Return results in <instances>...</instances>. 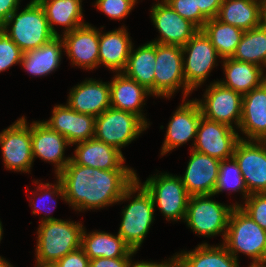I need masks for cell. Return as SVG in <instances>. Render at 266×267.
I'll use <instances>...</instances> for the list:
<instances>
[{"label": "cell", "instance_id": "cell-49", "mask_svg": "<svg viewBox=\"0 0 266 267\" xmlns=\"http://www.w3.org/2000/svg\"><path fill=\"white\" fill-rule=\"evenodd\" d=\"M264 23L266 24V6H265V11H264Z\"/></svg>", "mask_w": 266, "mask_h": 267}, {"label": "cell", "instance_id": "cell-7", "mask_svg": "<svg viewBox=\"0 0 266 267\" xmlns=\"http://www.w3.org/2000/svg\"><path fill=\"white\" fill-rule=\"evenodd\" d=\"M136 180L148 191L154 206L158 207L166 220H184L190 195L185 189L180 176L167 172L151 175L143 184Z\"/></svg>", "mask_w": 266, "mask_h": 267}, {"label": "cell", "instance_id": "cell-15", "mask_svg": "<svg viewBox=\"0 0 266 267\" xmlns=\"http://www.w3.org/2000/svg\"><path fill=\"white\" fill-rule=\"evenodd\" d=\"M150 17L159 31L160 37L151 42L171 45L184 46L199 29L190 21L181 17L164 0L156 2L151 7Z\"/></svg>", "mask_w": 266, "mask_h": 267}, {"label": "cell", "instance_id": "cell-10", "mask_svg": "<svg viewBox=\"0 0 266 267\" xmlns=\"http://www.w3.org/2000/svg\"><path fill=\"white\" fill-rule=\"evenodd\" d=\"M182 53L185 82L193 91L204 84L221 57L202 30L182 46Z\"/></svg>", "mask_w": 266, "mask_h": 267}, {"label": "cell", "instance_id": "cell-23", "mask_svg": "<svg viewBox=\"0 0 266 267\" xmlns=\"http://www.w3.org/2000/svg\"><path fill=\"white\" fill-rule=\"evenodd\" d=\"M238 129L247 140L266 141V81L243 95Z\"/></svg>", "mask_w": 266, "mask_h": 267}, {"label": "cell", "instance_id": "cell-36", "mask_svg": "<svg viewBox=\"0 0 266 267\" xmlns=\"http://www.w3.org/2000/svg\"><path fill=\"white\" fill-rule=\"evenodd\" d=\"M56 179L57 180H56V184L55 185L54 184L52 185L50 183H42V182L40 183V182H38V180L35 181L36 182L35 184H38L39 186L36 187V191L34 190V193H32V195L33 196L34 195L35 196L36 195L37 196L40 195V196L34 198L35 201L38 200V198H39V200L36 201V202L34 200L32 201V199L30 200L31 202H30L29 206L31 205L33 207L32 214H38L39 215L40 211L41 212L44 211V209L42 208L43 206H44V208H45V206L46 207L49 206V211L45 212V216L46 217L43 215L40 222L50 221V220H57V218L50 216L51 212L56 208V205H54L55 208L52 207V205H51L53 202H54V204L56 202V200L54 199L53 195L56 196L57 198L61 197V199L66 202V196H65V192H64V189H63L62 182L57 176H56ZM38 192H40V194ZM47 201H49L50 203L49 202L47 203ZM37 202H39L40 204H38ZM40 206H42V207H40ZM50 207H52V208H50Z\"/></svg>", "mask_w": 266, "mask_h": 267}, {"label": "cell", "instance_id": "cell-35", "mask_svg": "<svg viewBox=\"0 0 266 267\" xmlns=\"http://www.w3.org/2000/svg\"><path fill=\"white\" fill-rule=\"evenodd\" d=\"M240 192L243 200L250 194L248 193L242 173L234 157L221 160L218 172V179L213 195L219 194L223 191Z\"/></svg>", "mask_w": 266, "mask_h": 267}, {"label": "cell", "instance_id": "cell-27", "mask_svg": "<svg viewBox=\"0 0 266 267\" xmlns=\"http://www.w3.org/2000/svg\"><path fill=\"white\" fill-rule=\"evenodd\" d=\"M174 257V267H239L238 260L221 243L199 244L192 251H181Z\"/></svg>", "mask_w": 266, "mask_h": 267}, {"label": "cell", "instance_id": "cell-37", "mask_svg": "<svg viewBox=\"0 0 266 267\" xmlns=\"http://www.w3.org/2000/svg\"><path fill=\"white\" fill-rule=\"evenodd\" d=\"M248 214L262 229L266 230V192L252 193L243 204H237Z\"/></svg>", "mask_w": 266, "mask_h": 267}, {"label": "cell", "instance_id": "cell-19", "mask_svg": "<svg viewBox=\"0 0 266 267\" xmlns=\"http://www.w3.org/2000/svg\"><path fill=\"white\" fill-rule=\"evenodd\" d=\"M31 143L33 158H41L43 161L55 166V174L58 176L71 157H64L67 146H71L68 140L58 132L51 130L42 121H33L31 124Z\"/></svg>", "mask_w": 266, "mask_h": 267}, {"label": "cell", "instance_id": "cell-29", "mask_svg": "<svg viewBox=\"0 0 266 267\" xmlns=\"http://www.w3.org/2000/svg\"><path fill=\"white\" fill-rule=\"evenodd\" d=\"M81 248L90 260L100 257H132L137 253L118 234L104 231H92L88 234L85 227L81 234Z\"/></svg>", "mask_w": 266, "mask_h": 267}, {"label": "cell", "instance_id": "cell-48", "mask_svg": "<svg viewBox=\"0 0 266 267\" xmlns=\"http://www.w3.org/2000/svg\"><path fill=\"white\" fill-rule=\"evenodd\" d=\"M2 235H3V228H2V222L0 221V242L2 240Z\"/></svg>", "mask_w": 266, "mask_h": 267}, {"label": "cell", "instance_id": "cell-43", "mask_svg": "<svg viewBox=\"0 0 266 267\" xmlns=\"http://www.w3.org/2000/svg\"><path fill=\"white\" fill-rule=\"evenodd\" d=\"M131 258H95L90 260V267H127Z\"/></svg>", "mask_w": 266, "mask_h": 267}, {"label": "cell", "instance_id": "cell-11", "mask_svg": "<svg viewBox=\"0 0 266 267\" xmlns=\"http://www.w3.org/2000/svg\"><path fill=\"white\" fill-rule=\"evenodd\" d=\"M0 147L6 170L29 173L34 162L31 143V124L25 116L0 133Z\"/></svg>", "mask_w": 266, "mask_h": 267}, {"label": "cell", "instance_id": "cell-51", "mask_svg": "<svg viewBox=\"0 0 266 267\" xmlns=\"http://www.w3.org/2000/svg\"><path fill=\"white\" fill-rule=\"evenodd\" d=\"M262 266L266 267V257H265L264 262L262 263Z\"/></svg>", "mask_w": 266, "mask_h": 267}, {"label": "cell", "instance_id": "cell-40", "mask_svg": "<svg viewBox=\"0 0 266 267\" xmlns=\"http://www.w3.org/2000/svg\"><path fill=\"white\" fill-rule=\"evenodd\" d=\"M181 17L193 23L199 30L202 29L208 19L196 10L195 0H164Z\"/></svg>", "mask_w": 266, "mask_h": 267}, {"label": "cell", "instance_id": "cell-44", "mask_svg": "<svg viewBox=\"0 0 266 267\" xmlns=\"http://www.w3.org/2000/svg\"><path fill=\"white\" fill-rule=\"evenodd\" d=\"M20 0H0V27L8 20L11 13L19 9Z\"/></svg>", "mask_w": 266, "mask_h": 267}, {"label": "cell", "instance_id": "cell-2", "mask_svg": "<svg viewBox=\"0 0 266 267\" xmlns=\"http://www.w3.org/2000/svg\"><path fill=\"white\" fill-rule=\"evenodd\" d=\"M131 198L134 199L122 210L121 224L117 234L132 250L137 252L155 220L156 208L151 195L137 180L125 190L118 203L130 201Z\"/></svg>", "mask_w": 266, "mask_h": 267}, {"label": "cell", "instance_id": "cell-41", "mask_svg": "<svg viewBox=\"0 0 266 267\" xmlns=\"http://www.w3.org/2000/svg\"><path fill=\"white\" fill-rule=\"evenodd\" d=\"M57 267H90V259L80 247L55 263Z\"/></svg>", "mask_w": 266, "mask_h": 267}, {"label": "cell", "instance_id": "cell-39", "mask_svg": "<svg viewBox=\"0 0 266 267\" xmlns=\"http://www.w3.org/2000/svg\"><path fill=\"white\" fill-rule=\"evenodd\" d=\"M137 0H96L95 7L110 20L124 19L135 7Z\"/></svg>", "mask_w": 266, "mask_h": 267}, {"label": "cell", "instance_id": "cell-26", "mask_svg": "<svg viewBox=\"0 0 266 267\" xmlns=\"http://www.w3.org/2000/svg\"><path fill=\"white\" fill-rule=\"evenodd\" d=\"M265 6L261 0H223L216 18L248 31L264 22Z\"/></svg>", "mask_w": 266, "mask_h": 267}, {"label": "cell", "instance_id": "cell-4", "mask_svg": "<svg viewBox=\"0 0 266 267\" xmlns=\"http://www.w3.org/2000/svg\"><path fill=\"white\" fill-rule=\"evenodd\" d=\"M12 12L0 27L23 53L35 50L56 36L51 32L43 7L31 0L21 12ZM10 29V30H9Z\"/></svg>", "mask_w": 266, "mask_h": 267}, {"label": "cell", "instance_id": "cell-42", "mask_svg": "<svg viewBox=\"0 0 266 267\" xmlns=\"http://www.w3.org/2000/svg\"><path fill=\"white\" fill-rule=\"evenodd\" d=\"M195 2L196 10H200L209 20L217 17L223 0H195Z\"/></svg>", "mask_w": 266, "mask_h": 267}, {"label": "cell", "instance_id": "cell-28", "mask_svg": "<svg viewBox=\"0 0 266 267\" xmlns=\"http://www.w3.org/2000/svg\"><path fill=\"white\" fill-rule=\"evenodd\" d=\"M223 68L226 78L217 82L241 95L249 93L266 81L265 69L253 63L229 57L223 59Z\"/></svg>", "mask_w": 266, "mask_h": 267}, {"label": "cell", "instance_id": "cell-12", "mask_svg": "<svg viewBox=\"0 0 266 267\" xmlns=\"http://www.w3.org/2000/svg\"><path fill=\"white\" fill-rule=\"evenodd\" d=\"M203 97V100L196 99L202 116L234 129L239 128L243 95L214 81L210 83Z\"/></svg>", "mask_w": 266, "mask_h": 267}, {"label": "cell", "instance_id": "cell-6", "mask_svg": "<svg viewBox=\"0 0 266 267\" xmlns=\"http://www.w3.org/2000/svg\"><path fill=\"white\" fill-rule=\"evenodd\" d=\"M213 196V194L190 196L183 222H186L193 233L204 237L222 234L224 242L230 213L238 202L232 205H224L210 199Z\"/></svg>", "mask_w": 266, "mask_h": 267}, {"label": "cell", "instance_id": "cell-31", "mask_svg": "<svg viewBox=\"0 0 266 267\" xmlns=\"http://www.w3.org/2000/svg\"><path fill=\"white\" fill-rule=\"evenodd\" d=\"M64 43L56 36L43 46L23 53L20 65L33 76H47L60 66Z\"/></svg>", "mask_w": 266, "mask_h": 267}, {"label": "cell", "instance_id": "cell-20", "mask_svg": "<svg viewBox=\"0 0 266 267\" xmlns=\"http://www.w3.org/2000/svg\"><path fill=\"white\" fill-rule=\"evenodd\" d=\"M221 160L190 150V159L182 183L190 196L212 195L218 179Z\"/></svg>", "mask_w": 266, "mask_h": 267}, {"label": "cell", "instance_id": "cell-3", "mask_svg": "<svg viewBox=\"0 0 266 267\" xmlns=\"http://www.w3.org/2000/svg\"><path fill=\"white\" fill-rule=\"evenodd\" d=\"M82 223L70 220L40 222L37 228L36 265L55 264L81 247Z\"/></svg>", "mask_w": 266, "mask_h": 267}, {"label": "cell", "instance_id": "cell-21", "mask_svg": "<svg viewBox=\"0 0 266 267\" xmlns=\"http://www.w3.org/2000/svg\"><path fill=\"white\" fill-rule=\"evenodd\" d=\"M67 104L76 112L99 116L110 108V82L89 78L70 89Z\"/></svg>", "mask_w": 266, "mask_h": 267}, {"label": "cell", "instance_id": "cell-8", "mask_svg": "<svg viewBox=\"0 0 266 267\" xmlns=\"http://www.w3.org/2000/svg\"><path fill=\"white\" fill-rule=\"evenodd\" d=\"M147 128L149 126L136 114L110 107L96 117L94 138L122 152L121 148Z\"/></svg>", "mask_w": 266, "mask_h": 267}, {"label": "cell", "instance_id": "cell-45", "mask_svg": "<svg viewBox=\"0 0 266 267\" xmlns=\"http://www.w3.org/2000/svg\"><path fill=\"white\" fill-rule=\"evenodd\" d=\"M127 267H174V257L169 258V261L159 262H147V261H136L133 262L132 258L130 259Z\"/></svg>", "mask_w": 266, "mask_h": 267}, {"label": "cell", "instance_id": "cell-50", "mask_svg": "<svg viewBox=\"0 0 266 267\" xmlns=\"http://www.w3.org/2000/svg\"><path fill=\"white\" fill-rule=\"evenodd\" d=\"M249 267H264L262 265H249Z\"/></svg>", "mask_w": 266, "mask_h": 267}, {"label": "cell", "instance_id": "cell-16", "mask_svg": "<svg viewBox=\"0 0 266 267\" xmlns=\"http://www.w3.org/2000/svg\"><path fill=\"white\" fill-rule=\"evenodd\" d=\"M60 36L72 65L85 70L99 67V28L86 23Z\"/></svg>", "mask_w": 266, "mask_h": 267}, {"label": "cell", "instance_id": "cell-25", "mask_svg": "<svg viewBox=\"0 0 266 267\" xmlns=\"http://www.w3.org/2000/svg\"><path fill=\"white\" fill-rule=\"evenodd\" d=\"M132 46L130 34L124 25L106 33L99 30V66L102 64L115 73L123 72Z\"/></svg>", "mask_w": 266, "mask_h": 267}, {"label": "cell", "instance_id": "cell-13", "mask_svg": "<svg viewBox=\"0 0 266 267\" xmlns=\"http://www.w3.org/2000/svg\"><path fill=\"white\" fill-rule=\"evenodd\" d=\"M234 128L201 116L193 149L199 153L224 160L233 157L235 147L244 139Z\"/></svg>", "mask_w": 266, "mask_h": 267}, {"label": "cell", "instance_id": "cell-18", "mask_svg": "<svg viewBox=\"0 0 266 267\" xmlns=\"http://www.w3.org/2000/svg\"><path fill=\"white\" fill-rule=\"evenodd\" d=\"M96 117L78 113L67 103L55 105L52 116L45 123L51 130L63 135L71 146L94 138Z\"/></svg>", "mask_w": 266, "mask_h": 267}, {"label": "cell", "instance_id": "cell-30", "mask_svg": "<svg viewBox=\"0 0 266 267\" xmlns=\"http://www.w3.org/2000/svg\"><path fill=\"white\" fill-rule=\"evenodd\" d=\"M43 7L48 25L55 36L60 34L54 25L65 26L62 34L86 24L83 20L82 0H37Z\"/></svg>", "mask_w": 266, "mask_h": 267}, {"label": "cell", "instance_id": "cell-9", "mask_svg": "<svg viewBox=\"0 0 266 267\" xmlns=\"http://www.w3.org/2000/svg\"><path fill=\"white\" fill-rule=\"evenodd\" d=\"M182 47L156 43L154 96L171 98L180 88L183 99L193 91L186 85Z\"/></svg>", "mask_w": 266, "mask_h": 267}, {"label": "cell", "instance_id": "cell-47", "mask_svg": "<svg viewBox=\"0 0 266 267\" xmlns=\"http://www.w3.org/2000/svg\"><path fill=\"white\" fill-rule=\"evenodd\" d=\"M36 267H57L55 264L35 265Z\"/></svg>", "mask_w": 266, "mask_h": 267}, {"label": "cell", "instance_id": "cell-24", "mask_svg": "<svg viewBox=\"0 0 266 267\" xmlns=\"http://www.w3.org/2000/svg\"><path fill=\"white\" fill-rule=\"evenodd\" d=\"M115 74L110 82L111 107L136 114L149 126L141 108L146 104L145 98L151 96L150 92L123 72Z\"/></svg>", "mask_w": 266, "mask_h": 267}, {"label": "cell", "instance_id": "cell-22", "mask_svg": "<svg viewBox=\"0 0 266 267\" xmlns=\"http://www.w3.org/2000/svg\"><path fill=\"white\" fill-rule=\"evenodd\" d=\"M71 159L79 165L100 170H134L125 166V158L117 148L95 138L75 143Z\"/></svg>", "mask_w": 266, "mask_h": 267}, {"label": "cell", "instance_id": "cell-32", "mask_svg": "<svg viewBox=\"0 0 266 267\" xmlns=\"http://www.w3.org/2000/svg\"><path fill=\"white\" fill-rule=\"evenodd\" d=\"M132 46L123 73L141 84L154 96V69L156 65V43L148 42L134 50Z\"/></svg>", "mask_w": 266, "mask_h": 267}, {"label": "cell", "instance_id": "cell-1", "mask_svg": "<svg viewBox=\"0 0 266 267\" xmlns=\"http://www.w3.org/2000/svg\"><path fill=\"white\" fill-rule=\"evenodd\" d=\"M57 177L62 182L67 204L81 212L117 204L136 180V172L100 170L76 164L71 159Z\"/></svg>", "mask_w": 266, "mask_h": 267}, {"label": "cell", "instance_id": "cell-34", "mask_svg": "<svg viewBox=\"0 0 266 267\" xmlns=\"http://www.w3.org/2000/svg\"><path fill=\"white\" fill-rule=\"evenodd\" d=\"M231 58L266 68V24L264 22L254 29L244 31Z\"/></svg>", "mask_w": 266, "mask_h": 267}, {"label": "cell", "instance_id": "cell-14", "mask_svg": "<svg viewBox=\"0 0 266 267\" xmlns=\"http://www.w3.org/2000/svg\"><path fill=\"white\" fill-rule=\"evenodd\" d=\"M233 157L238 163L248 193H265L266 141L240 139Z\"/></svg>", "mask_w": 266, "mask_h": 267}, {"label": "cell", "instance_id": "cell-46", "mask_svg": "<svg viewBox=\"0 0 266 267\" xmlns=\"http://www.w3.org/2000/svg\"><path fill=\"white\" fill-rule=\"evenodd\" d=\"M0 267H13L4 257L0 256Z\"/></svg>", "mask_w": 266, "mask_h": 267}, {"label": "cell", "instance_id": "cell-38", "mask_svg": "<svg viewBox=\"0 0 266 267\" xmlns=\"http://www.w3.org/2000/svg\"><path fill=\"white\" fill-rule=\"evenodd\" d=\"M22 56V50L0 28V73L14 64H20Z\"/></svg>", "mask_w": 266, "mask_h": 267}, {"label": "cell", "instance_id": "cell-5", "mask_svg": "<svg viewBox=\"0 0 266 267\" xmlns=\"http://www.w3.org/2000/svg\"><path fill=\"white\" fill-rule=\"evenodd\" d=\"M222 244L237 260L238 254L242 253L252 259L250 265H262L266 257V230L239 206H235L230 213Z\"/></svg>", "mask_w": 266, "mask_h": 267}, {"label": "cell", "instance_id": "cell-33", "mask_svg": "<svg viewBox=\"0 0 266 267\" xmlns=\"http://www.w3.org/2000/svg\"><path fill=\"white\" fill-rule=\"evenodd\" d=\"M215 47L221 60L232 57L244 33L217 18L209 19L201 29Z\"/></svg>", "mask_w": 266, "mask_h": 267}, {"label": "cell", "instance_id": "cell-17", "mask_svg": "<svg viewBox=\"0 0 266 267\" xmlns=\"http://www.w3.org/2000/svg\"><path fill=\"white\" fill-rule=\"evenodd\" d=\"M185 100H182L184 103L179 105L168 123L165 140L161 147V156L190 140H194L192 148L194 146L202 113L196 98L188 99L187 102Z\"/></svg>", "mask_w": 266, "mask_h": 267}]
</instances>
